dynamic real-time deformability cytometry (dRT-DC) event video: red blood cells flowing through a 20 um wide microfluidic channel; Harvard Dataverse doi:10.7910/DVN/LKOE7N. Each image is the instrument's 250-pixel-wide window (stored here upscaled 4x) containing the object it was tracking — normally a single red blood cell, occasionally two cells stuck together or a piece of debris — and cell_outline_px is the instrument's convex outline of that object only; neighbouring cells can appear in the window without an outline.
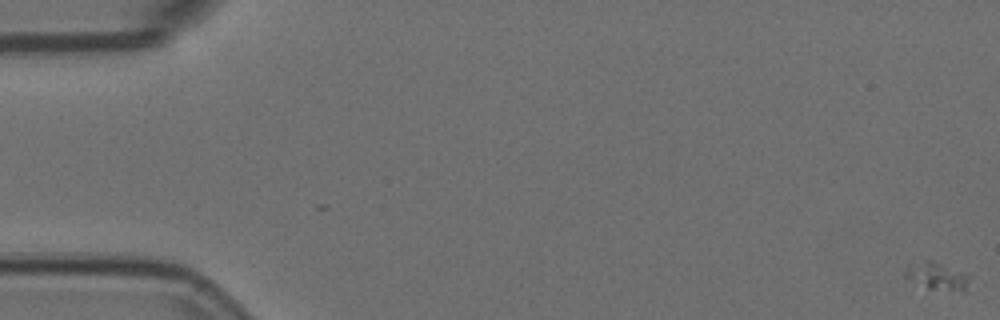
{"species": "Egyptian fruit bat (a non-hibernating species)", "species_latin": "Rousettus aegyptiacus", "temperature_condition": "room temperature", "stored_images_in_passage": 6, "camera_frame_rate_fps": 3000, "um_per_image_px": 0.085, "animal": {"sex": "female"}, "frame": {"image": 1, "passage_image": 1, "time_ms": 0.0, "image_size_px": [1000, 320], "cell_outline_px": [[972, 276], [964, 292], [960, 292], [928, 288], [904, 276], [904, 268], [924, 260], [932, 260], [964, 272]], "centroid_in_image_um": [79.71, 23.48], "position_along_channel_um": 5.3, "area_um2": 10.29}}
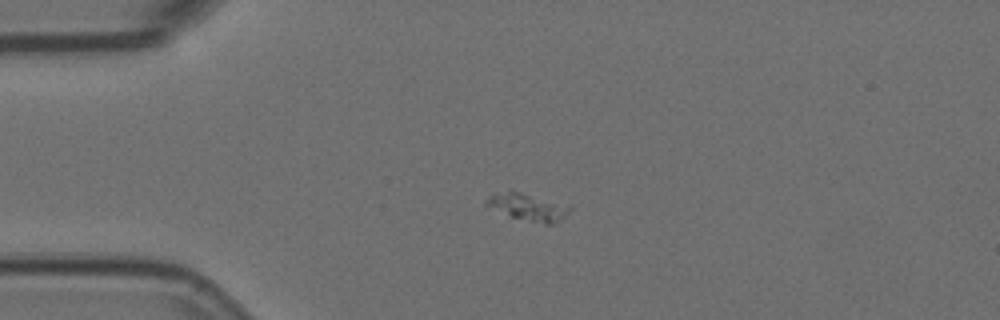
{"frame": {"image": 2, "passage_image": 5, "time_ms": 1.333, "image_size_px": [1000, 320], "cell_outline_px": [[572, 208], [560, 220], [552, 224], [544, 224], [512, 216], [484, 204], [488, 196], [492, 192], [512, 188], [572, 204]], "centroid_in_image_um": [44.91, 17.5], "position_along_channel_um": 40.1, "area_um2": 13.87}}